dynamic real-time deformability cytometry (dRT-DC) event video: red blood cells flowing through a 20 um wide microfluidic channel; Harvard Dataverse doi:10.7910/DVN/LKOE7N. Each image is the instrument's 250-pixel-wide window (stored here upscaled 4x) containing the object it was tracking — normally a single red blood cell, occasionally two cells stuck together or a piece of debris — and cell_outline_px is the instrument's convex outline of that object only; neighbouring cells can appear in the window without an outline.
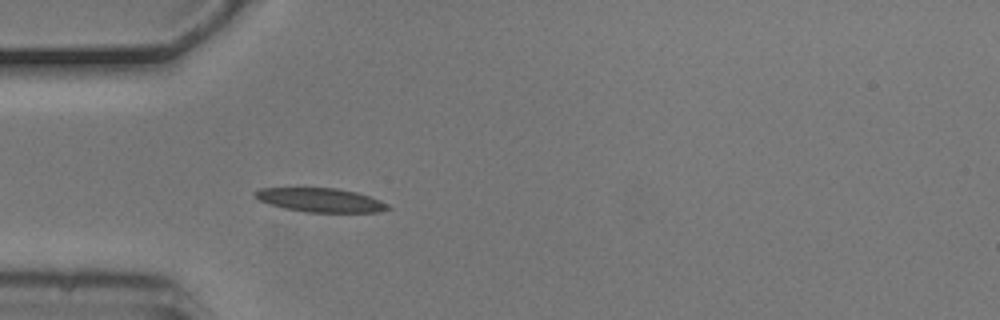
{"species": "common noctule bat (a hibernating species)", "species_latin": "Nyctalus noctula", "temperature_condition": "cold", "stored_images_in_passage": 3, "camera_frame_rate_fps": 3000, "um_per_image_px": 0.085, "animal": {"sex": "male", "body_mass_g": 20.5, "forearm_length_mm": 52.5}, "frame": {"image": 1, "passage_image": 3, "time_ms": 0.667, "image_size_px": [1000, 320], "cell_outline_px": [[392, 208], [376, 212], [304, 212], [284, 208], [268, 204], [260, 200], [252, 192], [260, 188], [336, 188], [356, 192], [380, 200], [388, 204]], "centroid_in_image_um": [27.23, 17.01], "position_along_channel_um": 57.8, "area_um2": 18.44}}